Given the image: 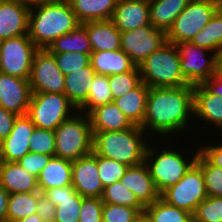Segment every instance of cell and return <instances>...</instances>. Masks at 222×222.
Returning <instances> with one entry per match:
<instances>
[{"mask_svg": "<svg viewBox=\"0 0 222 222\" xmlns=\"http://www.w3.org/2000/svg\"><path fill=\"white\" fill-rule=\"evenodd\" d=\"M190 115L194 116V85L175 88L149 87L144 131L158 135H171L186 129ZM189 117V118H188Z\"/></svg>", "mask_w": 222, "mask_h": 222, "instance_id": "6da1fadb", "label": "cell"}, {"mask_svg": "<svg viewBox=\"0 0 222 222\" xmlns=\"http://www.w3.org/2000/svg\"><path fill=\"white\" fill-rule=\"evenodd\" d=\"M79 24L68 0H47L31 6L28 35L39 49H46L56 38Z\"/></svg>", "mask_w": 222, "mask_h": 222, "instance_id": "7a4b0ae2", "label": "cell"}, {"mask_svg": "<svg viewBox=\"0 0 222 222\" xmlns=\"http://www.w3.org/2000/svg\"><path fill=\"white\" fill-rule=\"evenodd\" d=\"M142 133L145 131L138 125L124 131L93 132V152L129 167L140 165L145 161L148 144H151L146 143Z\"/></svg>", "mask_w": 222, "mask_h": 222, "instance_id": "3957f363", "label": "cell"}, {"mask_svg": "<svg viewBox=\"0 0 222 222\" xmlns=\"http://www.w3.org/2000/svg\"><path fill=\"white\" fill-rule=\"evenodd\" d=\"M138 67L141 80L148 87L175 88L190 85L180 70L178 48L168 41Z\"/></svg>", "mask_w": 222, "mask_h": 222, "instance_id": "277c9868", "label": "cell"}, {"mask_svg": "<svg viewBox=\"0 0 222 222\" xmlns=\"http://www.w3.org/2000/svg\"><path fill=\"white\" fill-rule=\"evenodd\" d=\"M55 155L70 161L93 152V132L89 115L76 113L55 130Z\"/></svg>", "mask_w": 222, "mask_h": 222, "instance_id": "5b68a950", "label": "cell"}, {"mask_svg": "<svg viewBox=\"0 0 222 222\" xmlns=\"http://www.w3.org/2000/svg\"><path fill=\"white\" fill-rule=\"evenodd\" d=\"M154 146L148 144L145 161L150 176L153 178L154 185L161 195L166 189L175 185L196 162L199 150L191 157H183L177 150L170 148L157 152ZM151 160V161H150ZM150 161V162H149Z\"/></svg>", "mask_w": 222, "mask_h": 222, "instance_id": "8992f818", "label": "cell"}, {"mask_svg": "<svg viewBox=\"0 0 222 222\" xmlns=\"http://www.w3.org/2000/svg\"><path fill=\"white\" fill-rule=\"evenodd\" d=\"M76 111L77 107L64 93L32 92L26 115L36 128L54 131Z\"/></svg>", "mask_w": 222, "mask_h": 222, "instance_id": "52a82bcc", "label": "cell"}, {"mask_svg": "<svg viewBox=\"0 0 222 222\" xmlns=\"http://www.w3.org/2000/svg\"><path fill=\"white\" fill-rule=\"evenodd\" d=\"M219 8V0H191L166 33L173 44L191 41Z\"/></svg>", "mask_w": 222, "mask_h": 222, "instance_id": "ba28073f", "label": "cell"}, {"mask_svg": "<svg viewBox=\"0 0 222 222\" xmlns=\"http://www.w3.org/2000/svg\"><path fill=\"white\" fill-rule=\"evenodd\" d=\"M160 197L168 204L194 215L198 205L207 198L204 176L201 168L194 163L185 175Z\"/></svg>", "mask_w": 222, "mask_h": 222, "instance_id": "9c48e42d", "label": "cell"}, {"mask_svg": "<svg viewBox=\"0 0 222 222\" xmlns=\"http://www.w3.org/2000/svg\"><path fill=\"white\" fill-rule=\"evenodd\" d=\"M38 49L28 34L0 41V72L29 80Z\"/></svg>", "mask_w": 222, "mask_h": 222, "instance_id": "30bf717a", "label": "cell"}, {"mask_svg": "<svg viewBox=\"0 0 222 222\" xmlns=\"http://www.w3.org/2000/svg\"><path fill=\"white\" fill-rule=\"evenodd\" d=\"M121 50L139 66L149 55L167 42L166 33L151 24L121 32Z\"/></svg>", "mask_w": 222, "mask_h": 222, "instance_id": "8fae6325", "label": "cell"}, {"mask_svg": "<svg viewBox=\"0 0 222 222\" xmlns=\"http://www.w3.org/2000/svg\"><path fill=\"white\" fill-rule=\"evenodd\" d=\"M175 45L180 54V70L189 84H202L216 73V56L208 60L209 50L196 46L190 41Z\"/></svg>", "mask_w": 222, "mask_h": 222, "instance_id": "7c38bea8", "label": "cell"}, {"mask_svg": "<svg viewBox=\"0 0 222 222\" xmlns=\"http://www.w3.org/2000/svg\"><path fill=\"white\" fill-rule=\"evenodd\" d=\"M64 78L53 54L47 48L38 49L33 57L29 77L31 91L64 93Z\"/></svg>", "mask_w": 222, "mask_h": 222, "instance_id": "4fadbf2b", "label": "cell"}, {"mask_svg": "<svg viewBox=\"0 0 222 222\" xmlns=\"http://www.w3.org/2000/svg\"><path fill=\"white\" fill-rule=\"evenodd\" d=\"M32 95L28 79L0 72V106L17 116L27 114Z\"/></svg>", "mask_w": 222, "mask_h": 222, "instance_id": "5bb4252c", "label": "cell"}, {"mask_svg": "<svg viewBox=\"0 0 222 222\" xmlns=\"http://www.w3.org/2000/svg\"><path fill=\"white\" fill-rule=\"evenodd\" d=\"M72 186L83 197L102 198L104 187L94 152L72 161Z\"/></svg>", "mask_w": 222, "mask_h": 222, "instance_id": "9a60e30c", "label": "cell"}, {"mask_svg": "<svg viewBox=\"0 0 222 222\" xmlns=\"http://www.w3.org/2000/svg\"><path fill=\"white\" fill-rule=\"evenodd\" d=\"M35 128L27 115L17 116L10 134L0 142V161L17 162L29 153V139Z\"/></svg>", "mask_w": 222, "mask_h": 222, "instance_id": "2e32d148", "label": "cell"}, {"mask_svg": "<svg viewBox=\"0 0 222 222\" xmlns=\"http://www.w3.org/2000/svg\"><path fill=\"white\" fill-rule=\"evenodd\" d=\"M30 6L0 0V41L28 34Z\"/></svg>", "mask_w": 222, "mask_h": 222, "instance_id": "e0dca14e", "label": "cell"}, {"mask_svg": "<svg viewBox=\"0 0 222 222\" xmlns=\"http://www.w3.org/2000/svg\"><path fill=\"white\" fill-rule=\"evenodd\" d=\"M111 20L121 32L151 24L149 0H118Z\"/></svg>", "mask_w": 222, "mask_h": 222, "instance_id": "ac0fdd59", "label": "cell"}, {"mask_svg": "<svg viewBox=\"0 0 222 222\" xmlns=\"http://www.w3.org/2000/svg\"><path fill=\"white\" fill-rule=\"evenodd\" d=\"M56 206L54 222H79L83 196L71 185L55 187L43 192Z\"/></svg>", "mask_w": 222, "mask_h": 222, "instance_id": "d6986e66", "label": "cell"}, {"mask_svg": "<svg viewBox=\"0 0 222 222\" xmlns=\"http://www.w3.org/2000/svg\"><path fill=\"white\" fill-rule=\"evenodd\" d=\"M120 182L131 190L145 207L160 197L145 163L128 167Z\"/></svg>", "mask_w": 222, "mask_h": 222, "instance_id": "ffe728a7", "label": "cell"}, {"mask_svg": "<svg viewBox=\"0 0 222 222\" xmlns=\"http://www.w3.org/2000/svg\"><path fill=\"white\" fill-rule=\"evenodd\" d=\"M0 184L10 194L39 191L37 177L18 162L0 161Z\"/></svg>", "mask_w": 222, "mask_h": 222, "instance_id": "44dd1931", "label": "cell"}, {"mask_svg": "<svg viewBox=\"0 0 222 222\" xmlns=\"http://www.w3.org/2000/svg\"><path fill=\"white\" fill-rule=\"evenodd\" d=\"M82 24L86 27L93 51L121 49V31L111 19L87 21Z\"/></svg>", "mask_w": 222, "mask_h": 222, "instance_id": "7402d4cb", "label": "cell"}, {"mask_svg": "<svg viewBox=\"0 0 222 222\" xmlns=\"http://www.w3.org/2000/svg\"><path fill=\"white\" fill-rule=\"evenodd\" d=\"M88 115L92 132L124 131L133 126L114 102L98 106Z\"/></svg>", "mask_w": 222, "mask_h": 222, "instance_id": "603a6c76", "label": "cell"}, {"mask_svg": "<svg viewBox=\"0 0 222 222\" xmlns=\"http://www.w3.org/2000/svg\"><path fill=\"white\" fill-rule=\"evenodd\" d=\"M149 87L141 82L136 88L125 93L122 97L113 99V102L131 121L133 125L141 126L144 121Z\"/></svg>", "mask_w": 222, "mask_h": 222, "instance_id": "cb8c5ba5", "label": "cell"}, {"mask_svg": "<svg viewBox=\"0 0 222 222\" xmlns=\"http://www.w3.org/2000/svg\"><path fill=\"white\" fill-rule=\"evenodd\" d=\"M194 116L222 129V97L211 94L202 84L194 85Z\"/></svg>", "mask_w": 222, "mask_h": 222, "instance_id": "d4e9b609", "label": "cell"}, {"mask_svg": "<svg viewBox=\"0 0 222 222\" xmlns=\"http://www.w3.org/2000/svg\"><path fill=\"white\" fill-rule=\"evenodd\" d=\"M90 65L96 74L113 75L130 71L135 65L121 49L110 51H92Z\"/></svg>", "mask_w": 222, "mask_h": 222, "instance_id": "484cf974", "label": "cell"}, {"mask_svg": "<svg viewBox=\"0 0 222 222\" xmlns=\"http://www.w3.org/2000/svg\"><path fill=\"white\" fill-rule=\"evenodd\" d=\"M37 179L39 191L42 193L50 188L71 185L72 161L53 156Z\"/></svg>", "mask_w": 222, "mask_h": 222, "instance_id": "4316f807", "label": "cell"}, {"mask_svg": "<svg viewBox=\"0 0 222 222\" xmlns=\"http://www.w3.org/2000/svg\"><path fill=\"white\" fill-rule=\"evenodd\" d=\"M191 0H149L150 22L165 33Z\"/></svg>", "mask_w": 222, "mask_h": 222, "instance_id": "83f0119b", "label": "cell"}, {"mask_svg": "<svg viewBox=\"0 0 222 222\" xmlns=\"http://www.w3.org/2000/svg\"><path fill=\"white\" fill-rule=\"evenodd\" d=\"M95 74V70L89 64L65 75L64 94L77 109L86 101Z\"/></svg>", "mask_w": 222, "mask_h": 222, "instance_id": "f1b7e54d", "label": "cell"}, {"mask_svg": "<svg viewBox=\"0 0 222 222\" xmlns=\"http://www.w3.org/2000/svg\"><path fill=\"white\" fill-rule=\"evenodd\" d=\"M80 23L112 19L118 0H68Z\"/></svg>", "mask_w": 222, "mask_h": 222, "instance_id": "f546056e", "label": "cell"}, {"mask_svg": "<svg viewBox=\"0 0 222 222\" xmlns=\"http://www.w3.org/2000/svg\"><path fill=\"white\" fill-rule=\"evenodd\" d=\"M51 53L80 52L91 54L93 49L86 27L80 23L69 33L56 38L47 48Z\"/></svg>", "mask_w": 222, "mask_h": 222, "instance_id": "4dcf8cb0", "label": "cell"}, {"mask_svg": "<svg viewBox=\"0 0 222 222\" xmlns=\"http://www.w3.org/2000/svg\"><path fill=\"white\" fill-rule=\"evenodd\" d=\"M190 42L209 50L211 56L222 50V11L219 8Z\"/></svg>", "mask_w": 222, "mask_h": 222, "instance_id": "1f68e13d", "label": "cell"}, {"mask_svg": "<svg viewBox=\"0 0 222 222\" xmlns=\"http://www.w3.org/2000/svg\"><path fill=\"white\" fill-rule=\"evenodd\" d=\"M110 102H113V97L109 86V76L95 74L90 85L87 99L78 108V112L81 111L88 115L96 107Z\"/></svg>", "mask_w": 222, "mask_h": 222, "instance_id": "d6a6232c", "label": "cell"}, {"mask_svg": "<svg viewBox=\"0 0 222 222\" xmlns=\"http://www.w3.org/2000/svg\"><path fill=\"white\" fill-rule=\"evenodd\" d=\"M154 222H193V215L183 209L168 204L159 197L144 211Z\"/></svg>", "mask_w": 222, "mask_h": 222, "instance_id": "836d02e7", "label": "cell"}, {"mask_svg": "<svg viewBox=\"0 0 222 222\" xmlns=\"http://www.w3.org/2000/svg\"><path fill=\"white\" fill-rule=\"evenodd\" d=\"M37 191L10 194L7 206V221L15 222L37 212Z\"/></svg>", "mask_w": 222, "mask_h": 222, "instance_id": "e575fe53", "label": "cell"}, {"mask_svg": "<svg viewBox=\"0 0 222 222\" xmlns=\"http://www.w3.org/2000/svg\"><path fill=\"white\" fill-rule=\"evenodd\" d=\"M102 201L103 203L133 207L140 213L145 211V206L131 190L121 184L120 180L104 188Z\"/></svg>", "mask_w": 222, "mask_h": 222, "instance_id": "d590c367", "label": "cell"}, {"mask_svg": "<svg viewBox=\"0 0 222 222\" xmlns=\"http://www.w3.org/2000/svg\"><path fill=\"white\" fill-rule=\"evenodd\" d=\"M141 82L138 66H134L130 71L124 73L110 75L109 86L113 99L122 97L128 91L136 88Z\"/></svg>", "mask_w": 222, "mask_h": 222, "instance_id": "8d00e7d4", "label": "cell"}, {"mask_svg": "<svg viewBox=\"0 0 222 222\" xmlns=\"http://www.w3.org/2000/svg\"><path fill=\"white\" fill-rule=\"evenodd\" d=\"M195 163L203 173L207 196H222V169L212 165L200 152Z\"/></svg>", "mask_w": 222, "mask_h": 222, "instance_id": "74e56055", "label": "cell"}, {"mask_svg": "<svg viewBox=\"0 0 222 222\" xmlns=\"http://www.w3.org/2000/svg\"><path fill=\"white\" fill-rule=\"evenodd\" d=\"M96 161L98 175L104 188L120 180L129 167L113 159L104 158L98 155H96Z\"/></svg>", "mask_w": 222, "mask_h": 222, "instance_id": "f35d334b", "label": "cell"}, {"mask_svg": "<svg viewBox=\"0 0 222 222\" xmlns=\"http://www.w3.org/2000/svg\"><path fill=\"white\" fill-rule=\"evenodd\" d=\"M193 222H222V196H207L198 205Z\"/></svg>", "mask_w": 222, "mask_h": 222, "instance_id": "ab89813d", "label": "cell"}, {"mask_svg": "<svg viewBox=\"0 0 222 222\" xmlns=\"http://www.w3.org/2000/svg\"><path fill=\"white\" fill-rule=\"evenodd\" d=\"M60 71L67 75L90 64V55L80 52L52 53Z\"/></svg>", "mask_w": 222, "mask_h": 222, "instance_id": "60d3db41", "label": "cell"}, {"mask_svg": "<svg viewBox=\"0 0 222 222\" xmlns=\"http://www.w3.org/2000/svg\"><path fill=\"white\" fill-rule=\"evenodd\" d=\"M30 152L55 155V134L53 130L35 128L29 139Z\"/></svg>", "mask_w": 222, "mask_h": 222, "instance_id": "b9f144b4", "label": "cell"}, {"mask_svg": "<svg viewBox=\"0 0 222 222\" xmlns=\"http://www.w3.org/2000/svg\"><path fill=\"white\" fill-rule=\"evenodd\" d=\"M141 213L133 207L104 203L102 222H136Z\"/></svg>", "mask_w": 222, "mask_h": 222, "instance_id": "7bdbcfd3", "label": "cell"}, {"mask_svg": "<svg viewBox=\"0 0 222 222\" xmlns=\"http://www.w3.org/2000/svg\"><path fill=\"white\" fill-rule=\"evenodd\" d=\"M102 198L84 197L82 200L79 222H102Z\"/></svg>", "mask_w": 222, "mask_h": 222, "instance_id": "ee69618b", "label": "cell"}, {"mask_svg": "<svg viewBox=\"0 0 222 222\" xmlns=\"http://www.w3.org/2000/svg\"><path fill=\"white\" fill-rule=\"evenodd\" d=\"M51 158V155L29 152L17 162L23 167L24 170L38 177Z\"/></svg>", "mask_w": 222, "mask_h": 222, "instance_id": "f6af8a7d", "label": "cell"}, {"mask_svg": "<svg viewBox=\"0 0 222 222\" xmlns=\"http://www.w3.org/2000/svg\"><path fill=\"white\" fill-rule=\"evenodd\" d=\"M36 209V213L44 222H54L56 218V206L40 191H37Z\"/></svg>", "mask_w": 222, "mask_h": 222, "instance_id": "bcb514c9", "label": "cell"}, {"mask_svg": "<svg viewBox=\"0 0 222 222\" xmlns=\"http://www.w3.org/2000/svg\"><path fill=\"white\" fill-rule=\"evenodd\" d=\"M17 115L0 106V142L11 132Z\"/></svg>", "mask_w": 222, "mask_h": 222, "instance_id": "7dc6e473", "label": "cell"}, {"mask_svg": "<svg viewBox=\"0 0 222 222\" xmlns=\"http://www.w3.org/2000/svg\"><path fill=\"white\" fill-rule=\"evenodd\" d=\"M199 152L214 166L222 169V144L201 147Z\"/></svg>", "mask_w": 222, "mask_h": 222, "instance_id": "c3c4849f", "label": "cell"}, {"mask_svg": "<svg viewBox=\"0 0 222 222\" xmlns=\"http://www.w3.org/2000/svg\"><path fill=\"white\" fill-rule=\"evenodd\" d=\"M202 85L213 95L222 97V74L215 73L209 80H206Z\"/></svg>", "mask_w": 222, "mask_h": 222, "instance_id": "681fc988", "label": "cell"}, {"mask_svg": "<svg viewBox=\"0 0 222 222\" xmlns=\"http://www.w3.org/2000/svg\"><path fill=\"white\" fill-rule=\"evenodd\" d=\"M10 193L0 184V222L7 221V206Z\"/></svg>", "mask_w": 222, "mask_h": 222, "instance_id": "f907efd6", "label": "cell"}, {"mask_svg": "<svg viewBox=\"0 0 222 222\" xmlns=\"http://www.w3.org/2000/svg\"><path fill=\"white\" fill-rule=\"evenodd\" d=\"M15 222H44V221L40 218V216L37 213H35L33 215H30L26 218L20 219Z\"/></svg>", "mask_w": 222, "mask_h": 222, "instance_id": "816d5d0a", "label": "cell"}, {"mask_svg": "<svg viewBox=\"0 0 222 222\" xmlns=\"http://www.w3.org/2000/svg\"><path fill=\"white\" fill-rule=\"evenodd\" d=\"M216 72L222 74V50L216 53Z\"/></svg>", "mask_w": 222, "mask_h": 222, "instance_id": "f5cc1de1", "label": "cell"}, {"mask_svg": "<svg viewBox=\"0 0 222 222\" xmlns=\"http://www.w3.org/2000/svg\"><path fill=\"white\" fill-rule=\"evenodd\" d=\"M16 1L31 7L47 0H16Z\"/></svg>", "mask_w": 222, "mask_h": 222, "instance_id": "db71d44e", "label": "cell"}, {"mask_svg": "<svg viewBox=\"0 0 222 222\" xmlns=\"http://www.w3.org/2000/svg\"><path fill=\"white\" fill-rule=\"evenodd\" d=\"M136 222H154L145 212L141 213Z\"/></svg>", "mask_w": 222, "mask_h": 222, "instance_id": "11a10c76", "label": "cell"}, {"mask_svg": "<svg viewBox=\"0 0 222 222\" xmlns=\"http://www.w3.org/2000/svg\"><path fill=\"white\" fill-rule=\"evenodd\" d=\"M219 9L222 11V0H219Z\"/></svg>", "mask_w": 222, "mask_h": 222, "instance_id": "9f6ffc18", "label": "cell"}]
</instances>
